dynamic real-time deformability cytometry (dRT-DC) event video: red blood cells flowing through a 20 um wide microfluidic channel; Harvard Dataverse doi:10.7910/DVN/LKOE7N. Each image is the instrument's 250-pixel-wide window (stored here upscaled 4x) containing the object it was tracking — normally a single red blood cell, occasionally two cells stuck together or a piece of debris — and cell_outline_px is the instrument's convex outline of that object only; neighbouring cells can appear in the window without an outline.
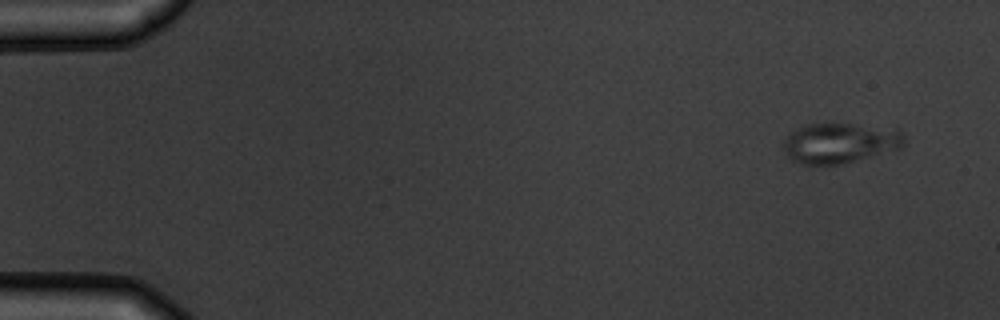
{"species": "common noctule bat (a hibernating species)", "species_latin": "Nyctalus noctula", "temperature_condition": "warm", "stored_images_in_passage": 8, "camera_frame_rate_fps": 3000, "um_per_image_px": 0.085, "animal": {"sex": "male", "body_mass_g": 19.5, "forearm_length_mm": 54.6}, "frame": {"image": 1, "passage_image": 1, "time_ms": 0.0, "image_size_px": [1000, 320], "cell_outline_px": [[904, 144], [900, 148], [840, 164], [804, 164], [792, 160], [788, 156], [784, 148], [784, 140], [796, 128], [804, 124], [852, 124], [900, 132], [904, 136]], "centroid_in_image_um": [71.32, 12.16], "position_along_channel_um": 13.7, "area_um2": 27.34}}
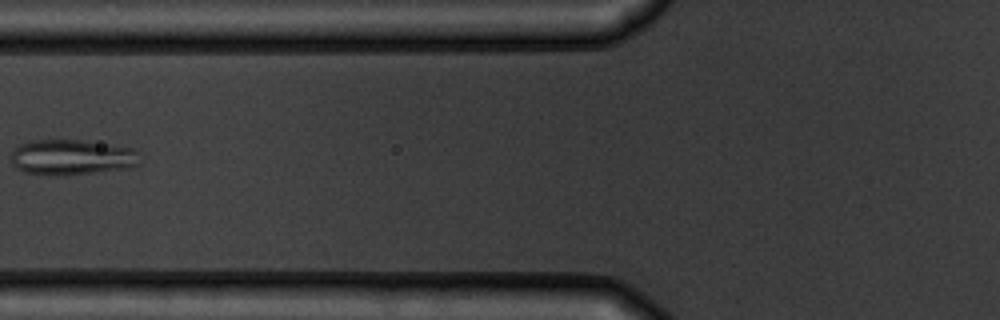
{"frame": {"image": 2, "passage_image": 6, "time_ms": 6.0, "image_size_px": [1000, 320], "cell_outline_px": [[140, 164], [128, 168], [64, 176], [52, 176], [24, 172], [16, 168], [12, 164], [12, 148], [28, 140], [84, 140], [132, 148], [136, 152]], "centroid_in_image_um": [6.05, 13.37], "position_along_channel_um": 119.8, "area_um2": 26.88}}
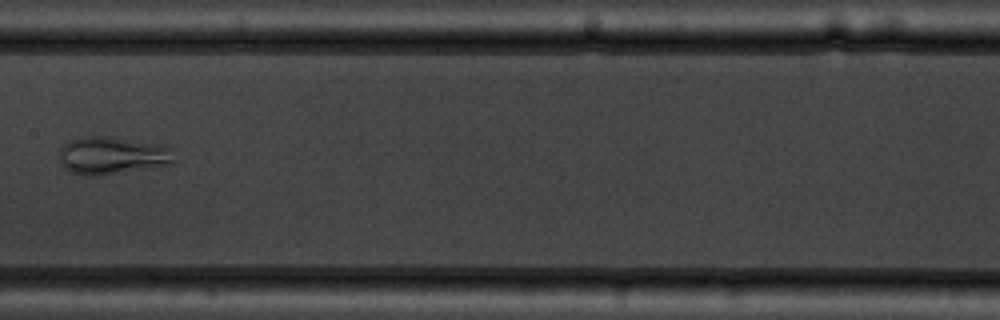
{"frame": {"image": 3, "passage_image": 8, "time_ms": 8.0, "image_size_px": [1000, 320], "cell_outline_px": [[172, 164], [96, 176], [92, 176], [72, 172], [64, 168], [60, 156], [60, 148], [64, 144], [72, 140], [84, 136], [112, 136], [164, 144], [168, 148], [172, 160]], "centroid_in_image_um": [9.52, 13.19], "position_along_channel_um": 197.9, "area_um2": 24.91}}